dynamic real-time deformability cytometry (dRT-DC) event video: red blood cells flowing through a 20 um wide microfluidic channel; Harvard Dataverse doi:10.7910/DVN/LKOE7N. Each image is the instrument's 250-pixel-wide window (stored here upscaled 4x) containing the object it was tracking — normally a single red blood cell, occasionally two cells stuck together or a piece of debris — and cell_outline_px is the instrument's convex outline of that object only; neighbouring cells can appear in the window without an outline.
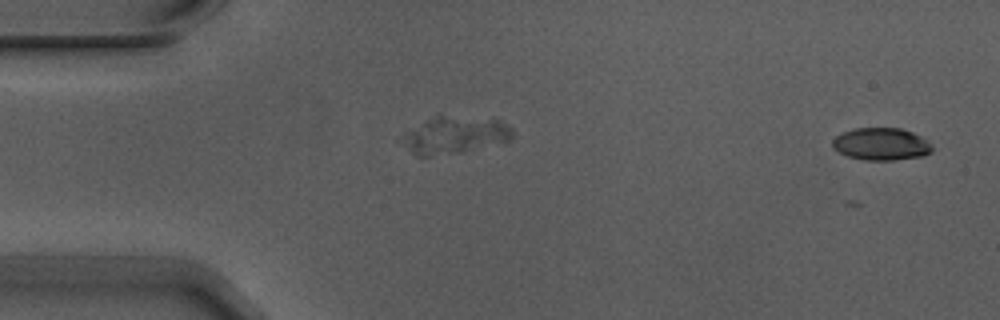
{"species": "Egyptian fruit bat (a non-hibernating species)", "species_latin": "Rousettus aegyptiacus", "temperature_condition": "warm", "stored_images_in_passage": 2, "segment_of_instrument_passage": [2, 2], "camera_frame_rate_fps": 3000, "um_per_image_px": 0.085, "animal": {"sex": "male"}, "frame": {"image": 1, "passage_image": 2, "time_ms": 0.333, "image_size_px": [1000, 320], "cell_outline_px": [[932, 152], [924, 156], [892, 160], [864, 160], [848, 156], [832, 148], [832, 140], [836, 136], [844, 132], [856, 128], [900, 128], [912, 132], [928, 140], [932, 144]], "centroid_in_image_um": [74.93, 12.25], "position_along_channel_um": 10.1, "area_um2": 18.84}}